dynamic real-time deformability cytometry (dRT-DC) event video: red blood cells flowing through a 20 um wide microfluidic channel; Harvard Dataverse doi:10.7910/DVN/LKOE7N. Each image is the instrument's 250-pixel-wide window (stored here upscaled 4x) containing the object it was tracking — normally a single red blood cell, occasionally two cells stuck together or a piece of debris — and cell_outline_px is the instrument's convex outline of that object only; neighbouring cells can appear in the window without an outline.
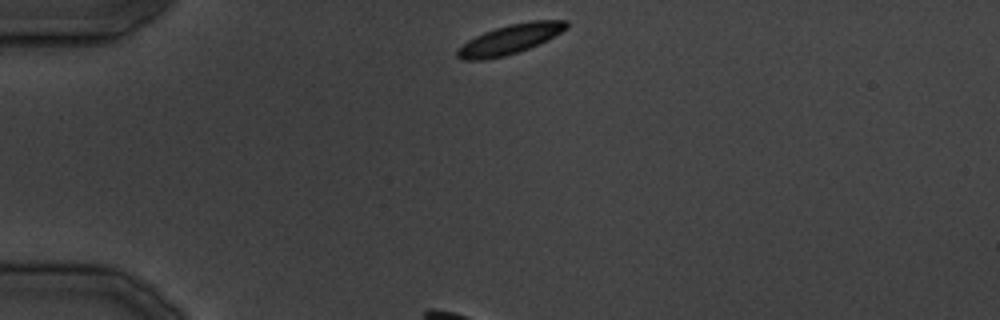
{"species": "common noctule bat (a hibernating species)", "species_latin": "Nyctalus noctula", "temperature_condition": "cold", "stored_images_in_passage": 29, "camera_frame_rate_fps": 3000, "um_per_image_px": 0.085, "animal": {"sex": "male", "body_mass_g": 19.5, "forearm_length_mm": 54.6}, "frame": {"image": 1, "passage_image": 1, "time_ms": 0.0, "image_size_px": [1000, 320], "cell_outline_px": [[568, 28], [548, 40], [528, 48], [504, 56], [484, 60], [460, 60], [456, 56], [456, 48], [468, 40], [484, 32], [508, 24], [532, 20], [568, 20]], "centroid_in_image_um": [43.33, 3.33], "position_along_channel_um": 41.7, "area_um2": 18.9}}
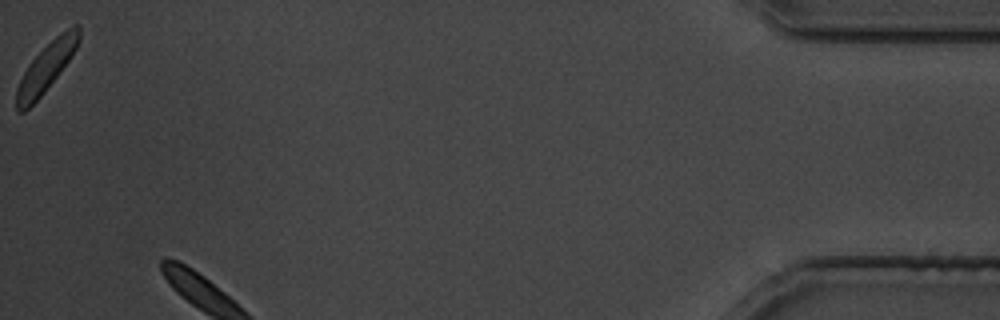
{"frame": {"image": 2, "passage_image": 29, "time_ms": 34.667, "image_size_px": [1000, 320], "cell_outline_px": [[80, 40], [76, 48], [68, 60], [44, 92], [24, 112], [16, 112], [16, 88], [28, 64], [60, 32], [72, 24], [76, 24], [80, 28]], "centroid_in_image_um": [3.92, 5.71], "position_along_channel_um": 431.3, "area_um2": 17.22}}